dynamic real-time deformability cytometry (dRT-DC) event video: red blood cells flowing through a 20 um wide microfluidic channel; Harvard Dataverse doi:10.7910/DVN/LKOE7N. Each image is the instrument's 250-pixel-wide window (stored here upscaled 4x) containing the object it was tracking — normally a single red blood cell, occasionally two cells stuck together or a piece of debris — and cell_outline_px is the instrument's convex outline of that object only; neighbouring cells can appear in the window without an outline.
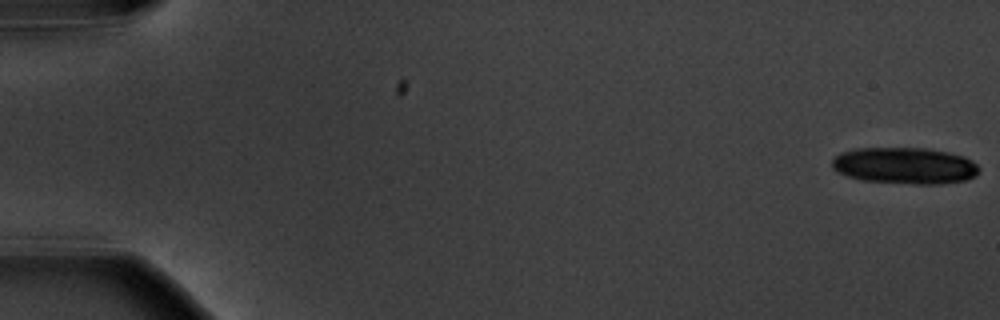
{"species": "common noctule bat (a hibernating species)", "species_latin": "Nyctalus noctula", "temperature_condition": "warm", "stored_images_in_passage": 30, "camera_frame_rate_fps": 3000, "um_per_image_px": 0.085, "animal": {"sex": "male", "body_mass_g": 20.1, "forearm_length_mm": 53.5}, "frame": {"image": 1, "passage_image": 1, "time_ms": 0.0, "image_size_px": [1000, 320], "cell_outline_px": [[980, 168], [976, 176], [968, 180], [944, 184], [916, 184], [860, 180], [848, 176], [832, 168], [832, 160], [840, 152], [856, 148], [924, 148], [948, 152], [964, 156], [972, 160]], "centroid_in_image_um": [76.94, 14.08], "position_along_channel_um": 8.1, "area_um2": 31.5}}
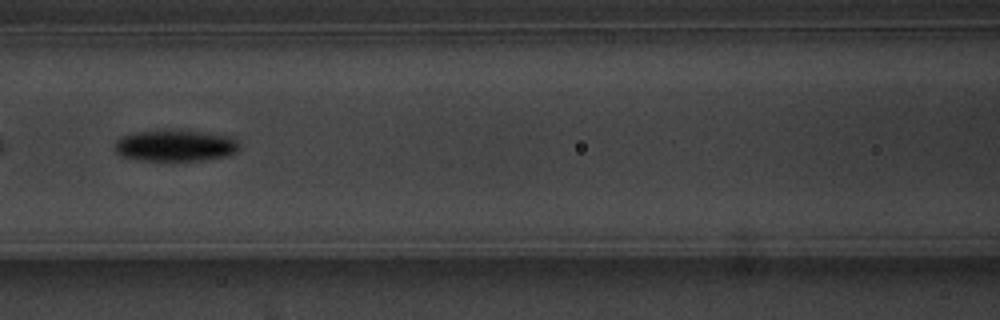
{"frame": {"image": 2, "passage_image": 27, "time_ms": 8.667, "image_size_px": [1000, 320], "cell_outline_px": [[240, 148], [236, 152], [228, 156], [200, 160], [136, 160], [124, 156], [116, 152], [116, 140], [120, 136], [136, 132], [180, 128], [232, 136], [240, 144]], "centroid_in_image_um": [14.95, 12.34], "position_along_channel_um": 151.7, "area_um2": 23.29}}